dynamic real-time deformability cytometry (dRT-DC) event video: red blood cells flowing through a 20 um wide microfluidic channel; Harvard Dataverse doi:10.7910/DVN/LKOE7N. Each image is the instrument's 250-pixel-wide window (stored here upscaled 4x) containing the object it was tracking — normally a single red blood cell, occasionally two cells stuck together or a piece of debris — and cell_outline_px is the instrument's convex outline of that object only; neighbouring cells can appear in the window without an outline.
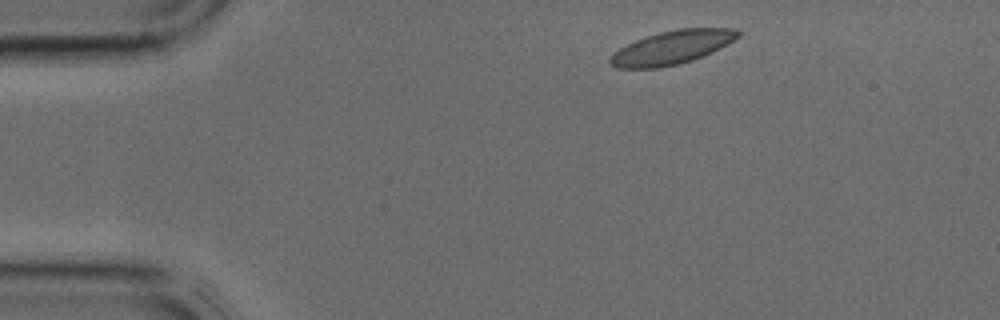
{"species": "common noctule bat (a hibernating species)", "species_latin": "Nyctalus noctula", "temperature_condition": "cold", "stored_images_in_passage": 2, "camera_frame_rate_fps": 3000, "um_per_image_px": 0.085, "animal": {"sex": "male", "body_mass_g": 17.9, "forearm_length_mm": 54.2}, "frame": {"image": 1, "passage_image": 1, "time_ms": 0.0, "image_size_px": [1000, 320], "cell_outline_px": [[740, 36], [712, 52], [692, 60], [660, 68], [616, 68], [608, 64], [608, 60], [612, 52], [644, 36], [660, 32], [680, 28], [736, 28], [740, 32]], "centroid_in_image_um": [57.07, 4.03], "position_along_channel_um": 27.9, "area_um2": 24.97}}